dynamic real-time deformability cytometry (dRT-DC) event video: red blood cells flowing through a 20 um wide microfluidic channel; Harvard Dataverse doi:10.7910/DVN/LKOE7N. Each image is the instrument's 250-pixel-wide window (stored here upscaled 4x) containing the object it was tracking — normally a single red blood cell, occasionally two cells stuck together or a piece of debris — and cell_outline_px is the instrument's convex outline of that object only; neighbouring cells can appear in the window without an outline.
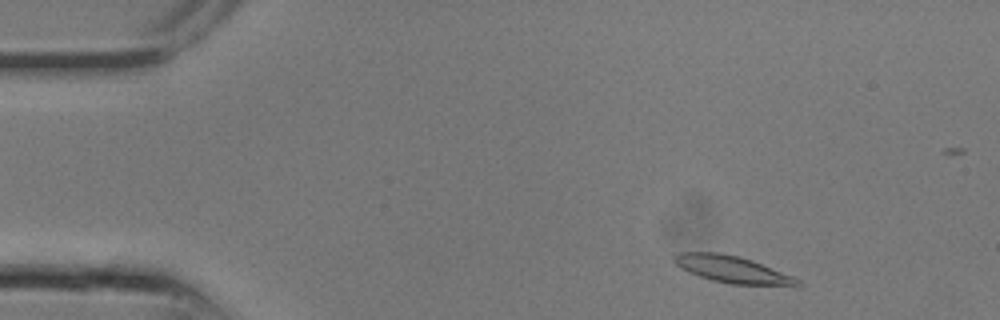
{"species": "common noctule bat (a hibernating species)", "species_latin": "Nyctalus noctula", "temperature_condition": "room temperature", "stored_images_in_passage": 17, "camera_frame_rate_fps": 3000, "um_per_image_px": 0.085, "animal": {"sex": "male", "body_mass_g": 13.3}, "frame": {"image": 1, "passage_image": 2, "time_ms": 0.333, "image_size_px": [1000, 320], "cell_outline_px": [[800, 284], [732, 284], [712, 280], [688, 272], [680, 268], [672, 260], [672, 256], [680, 252], [720, 252], [740, 256], [752, 260], [792, 276], [800, 280]], "centroid_in_image_um": [62.11, 22.85], "position_along_channel_um": 22.9, "area_um2": 18.9}}
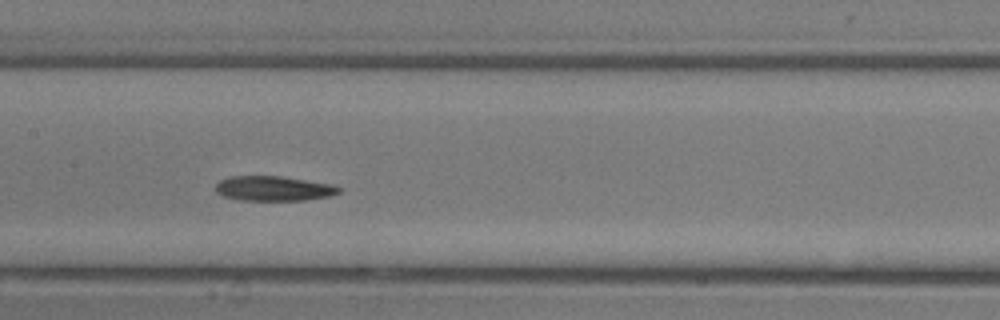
{"frame": {"image": 2, "passage_image": 11, "time_ms": 3.333, "image_size_px": [1000, 320], "cell_outline_px": [[340, 192], [332, 196], [304, 200], [240, 200], [224, 196], [216, 192], [216, 184], [220, 180], [232, 176], [280, 176], [332, 184], [340, 188]], "centroid_in_image_um": [23.27, 16.02], "position_along_channel_um": 184.1, "area_um2": 17.74}}
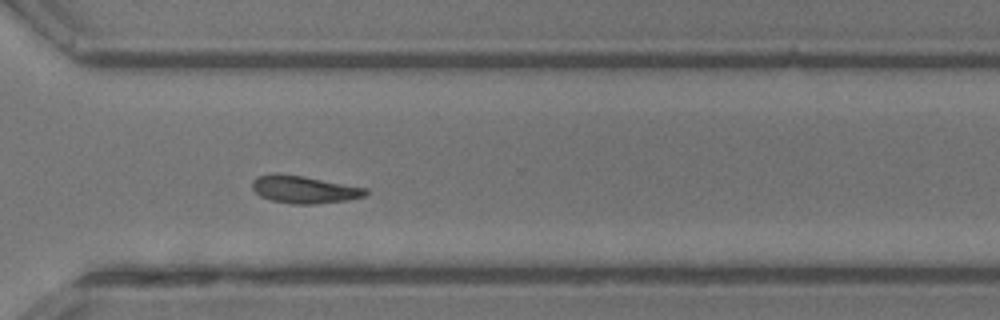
{"frame": {"image": 3, "passage_image": 17, "time_ms": 5.333, "image_size_px": [1000, 320], "cell_outline_px": [[368, 192], [364, 196], [348, 200], [316, 204], [292, 204], [272, 200], [260, 196], [252, 188], [252, 180], [256, 176], [272, 172], [276, 172], [304, 176], [368, 188]], "centroid_in_image_um": [25.82, 16.09], "position_along_channel_um": 344.8, "area_um2": 18.44}}